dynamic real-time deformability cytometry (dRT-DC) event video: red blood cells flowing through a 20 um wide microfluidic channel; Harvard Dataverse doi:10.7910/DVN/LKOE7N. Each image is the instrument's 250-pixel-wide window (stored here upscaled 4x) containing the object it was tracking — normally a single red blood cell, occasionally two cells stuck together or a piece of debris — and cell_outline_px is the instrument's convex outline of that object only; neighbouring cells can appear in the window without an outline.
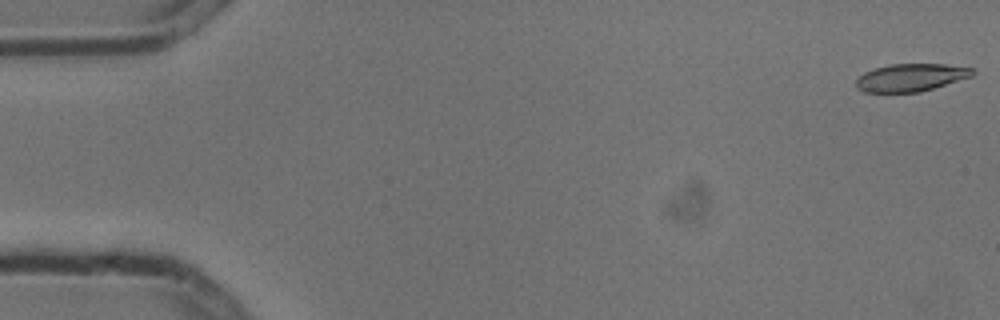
{"species": "common noctule bat (a hibernating species)", "species_latin": "Nyctalus noctula", "temperature_condition": "cold", "stored_images_in_passage": 6, "camera_frame_rate_fps": 3000, "um_per_image_px": 0.085, "animal": {"sex": "male", "body_mass_g": 13.3}, "frame": {"image": 1, "passage_image": 1, "time_ms": 0.0, "image_size_px": [1000, 320], "cell_outline_px": [[976, 72], [972, 76], [920, 92], [864, 92], [856, 88], [856, 80], [864, 72], [888, 64], [944, 64], [972, 68]], "centroid_in_image_um": [77.41, 6.59], "position_along_channel_um": 7.6, "area_um2": 18.67}}
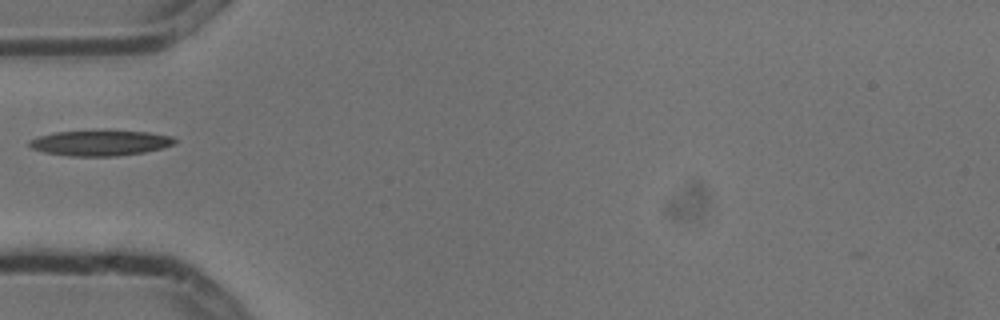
{"frame": {"image": 2, "passage_image": 5, "time_ms": 1.333, "image_size_px": [1000, 320], "cell_outline_px": [[180, 140], [176, 144], [164, 148], [144, 152], [116, 156], [68, 156], [44, 152], [32, 148], [28, 144], [28, 140], [52, 132], [104, 128], [148, 132], [172, 136]], "centroid_in_image_um": [8.57, 12.11], "position_along_channel_um": 76.4, "area_um2": 22.66}}
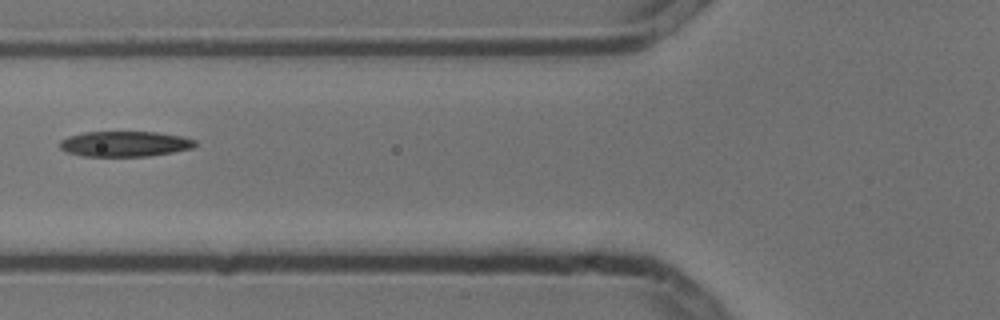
{"frame": {"image": 3, "passage_image": 6, "time_ms": 1.667, "image_size_px": [1000, 320], "cell_outline_px": [[196, 144], [192, 148], [172, 152], [148, 156], [84, 156], [68, 152], [60, 148], [60, 140], [68, 136], [84, 132], [156, 132], [184, 136], [196, 140]], "centroid_in_image_um": [10.62, 12.22], "position_along_channel_um": 115.2, "area_um2": 20.0}}